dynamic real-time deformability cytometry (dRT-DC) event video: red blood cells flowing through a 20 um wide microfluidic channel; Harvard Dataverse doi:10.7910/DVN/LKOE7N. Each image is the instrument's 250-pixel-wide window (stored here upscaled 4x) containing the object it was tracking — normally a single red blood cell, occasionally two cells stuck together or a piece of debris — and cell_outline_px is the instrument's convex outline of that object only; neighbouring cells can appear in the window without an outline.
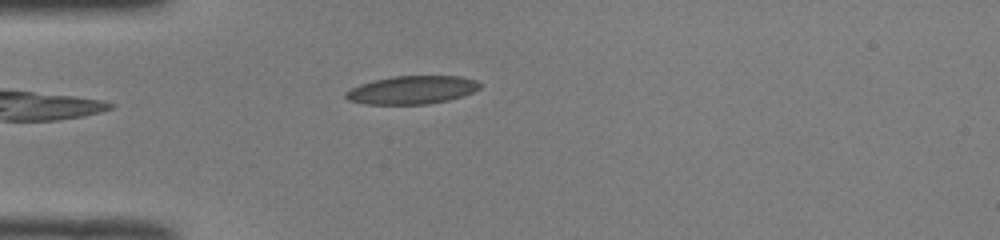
{"species": "common noctule bat (a hibernating species)", "species_latin": "Nyctalus noctula", "temperature_condition": "room temperature", "stored_images_in_passage": 37, "camera_frame_rate_fps": 3000, "um_per_image_px": 0.085, "animal": {"sex": "male", "body_mass_g": 19.0, "forearm_length_mm": 50.8}, "frame": {"image": 1, "passage_image": 1, "time_ms": 0.0, "image_size_px": [1000, 240], "cell_outline_px": [[480, 88], [472, 92], [448, 100], [428, 104], [364, 104], [348, 100], [344, 96], [344, 92], [360, 84], [392, 76], [460, 76], [476, 80], [480, 84]], "centroid_in_image_um": [34.99, 7.64], "position_along_channel_um": 50.0, "area_um2": 21.91}}
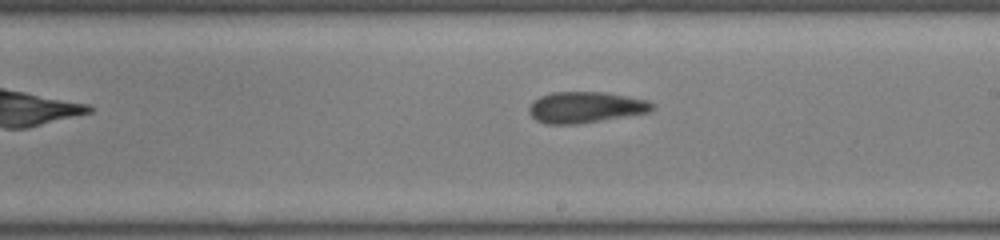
{"frame": {"image": 2, "passage_image": 16, "time_ms": 5.0, "image_size_px": [1000, 240], "cell_outline_px": [[656, 108], [648, 112], [576, 124], [544, 124], [536, 120], [528, 112], [528, 108], [540, 96], [552, 92], [604, 92], [648, 100], [656, 104]], "centroid_in_image_um": [49.78, 9.12], "position_along_channel_um": 239.2, "area_um2": 22.2}}
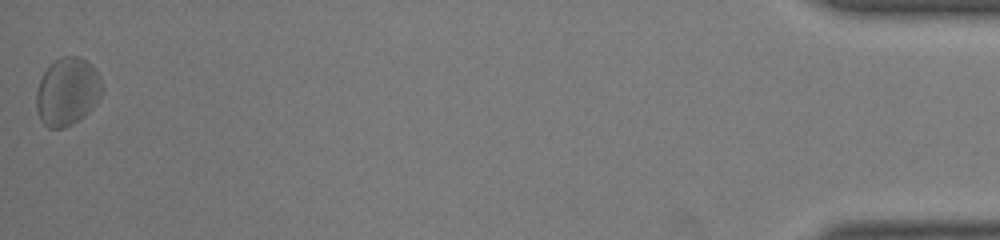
{"frame": {"image": 3, "passage_image": 37, "time_ms": 12.0, "image_size_px": [1000, 240], "cell_outline_px": [[100, 96], [96, 104], [84, 116], [72, 124], [64, 128], [48, 128], [40, 120], [36, 108], [36, 92], [40, 80], [44, 72], [60, 56], [80, 56], [88, 60], [100, 76]], "centroid_in_image_um": [5.71, 7.79], "position_along_channel_um": 429.5, "area_um2": 25.95}, "authors_computed_cell_mechanics": {"area_um2": 22.4842, "velocity_mm_per_s": 4.04, "shape_relaxation_time_tau1_ms": null, "shape_relaxation_time_tau2_ms": 3.2816, "deformation_change_tau1": null, "deformation_change_tau2": 0.1084}}